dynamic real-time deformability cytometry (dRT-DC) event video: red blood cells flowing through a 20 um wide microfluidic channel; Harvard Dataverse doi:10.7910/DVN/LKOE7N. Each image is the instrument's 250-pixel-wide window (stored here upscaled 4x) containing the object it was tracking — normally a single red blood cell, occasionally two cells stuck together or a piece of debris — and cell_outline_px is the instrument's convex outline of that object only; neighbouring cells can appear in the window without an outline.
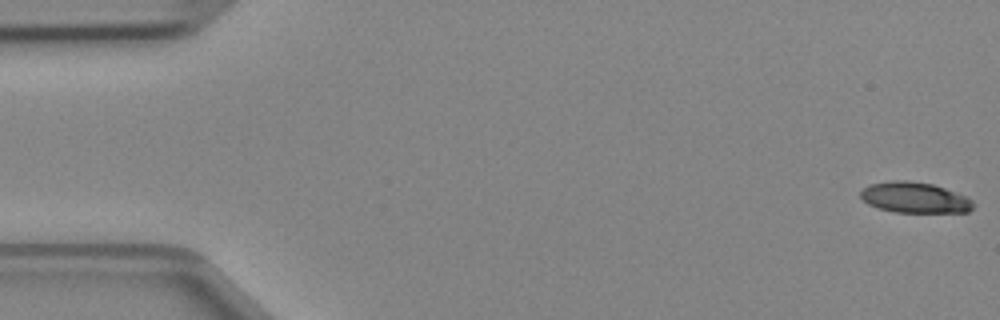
{"species": "Egyptian fruit bat (a non-hibernating species)", "species_latin": "Rousettus aegyptiacus", "temperature_condition": "cold", "stored_images_in_passage": 48, "camera_frame_rate_fps": 3000, "um_per_image_px": 0.085, "animal": {"sex": "female"}, "frame": {"image": 1, "passage_image": 1, "time_ms": 0.0, "image_size_px": [1000, 320], "cell_outline_px": [[972, 208], [968, 212], [896, 212], [880, 208], [868, 204], [860, 196], [860, 192], [868, 184], [892, 180], [908, 180], [932, 184], [944, 188], [964, 196], [972, 200]], "centroid_in_image_um": [77.71, 16.78], "position_along_channel_um": 7.3, "area_um2": 19.94}}
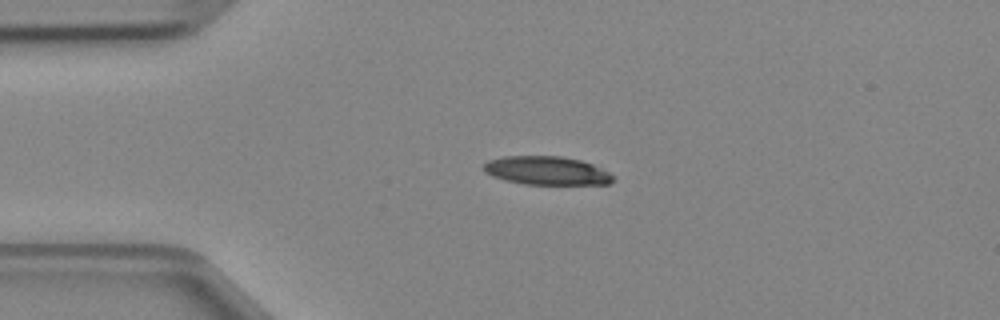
{"frame": {"image": 2, "passage_image": 11, "time_ms": 3.333, "image_size_px": [1000, 320], "cell_outline_px": [[612, 180], [608, 184], [524, 184], [504, 180], [492, 176], [484, 172], [480, 168], [488, 160], [504, 156], [560, 156], [580, 160], [592, 164], [608, 172], [612, 176]], "centroid_in_image_um": [46.39, 14.5], "position_along_channel_um": 38.6, "area_um2": 21.44}}
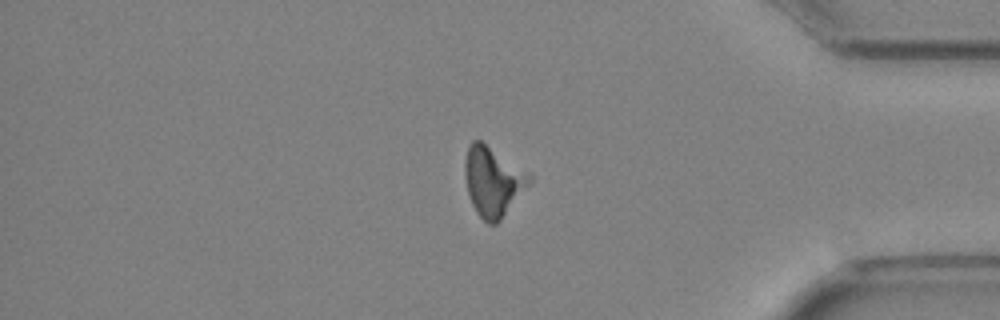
{"frame": {"image": 3, "passage_image": 40, "time_ms": 13.0, "image_size_px": [1000, 320], "cell_outline_px": [[532, 180], [500, 220], [496, 224], [488, 224], [476, 212], [472, 204], [468, 192], [464, 176], [464, 164], [468, 144], [472, 140], [480, 140], [528, 172], [532, 176]], "centroid_in_image_um": [41.87, 15.4], "position_along_channel_um": 393.3, "area_um2": 25.78}}